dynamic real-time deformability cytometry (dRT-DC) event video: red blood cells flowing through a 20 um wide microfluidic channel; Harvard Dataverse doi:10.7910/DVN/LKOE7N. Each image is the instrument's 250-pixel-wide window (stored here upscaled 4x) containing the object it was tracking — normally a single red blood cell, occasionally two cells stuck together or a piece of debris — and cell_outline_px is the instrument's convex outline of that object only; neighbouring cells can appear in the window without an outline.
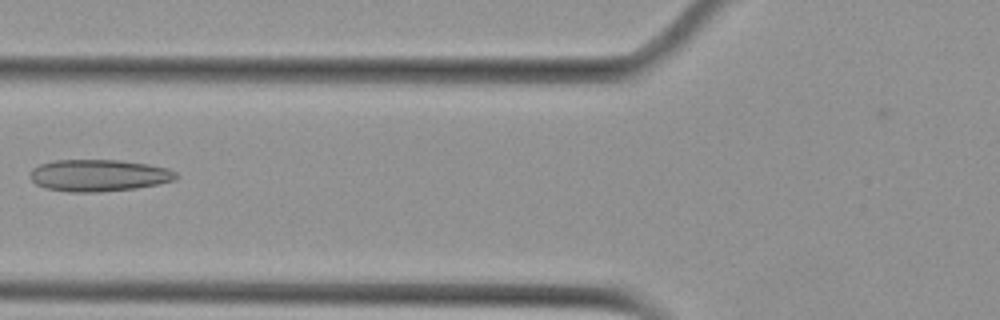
{"species": "Egyptian fruit bat (a non-hibernating species)", "species_latin": "Rousettus aegyptiacus", "temperature_condition": "cold", "stored_images_in_passage": 5, "camera_frame_rate_fps": 3000, "um_per_image_px": 0.085, "animal": {"sex": "female"}, "frame": {"image": 1, "passage_image": 5, "time_ms": 5.333, "image_size_px": [1000, 320], "cell_outline_px": [[176, 176], [172, 180], [156, 184], [136, 188], [100, 192], [68, 192], [44, 188], [36, 184], [28, 176], [32, 168], [40, 164], [52, 160], [120, 160], [148, 164], [168, 168], [176, 172]], "centroid_in_image_um": [8.32, 14.91], "position_along_channel_um": 117.5, "area_um2": 27.17}}